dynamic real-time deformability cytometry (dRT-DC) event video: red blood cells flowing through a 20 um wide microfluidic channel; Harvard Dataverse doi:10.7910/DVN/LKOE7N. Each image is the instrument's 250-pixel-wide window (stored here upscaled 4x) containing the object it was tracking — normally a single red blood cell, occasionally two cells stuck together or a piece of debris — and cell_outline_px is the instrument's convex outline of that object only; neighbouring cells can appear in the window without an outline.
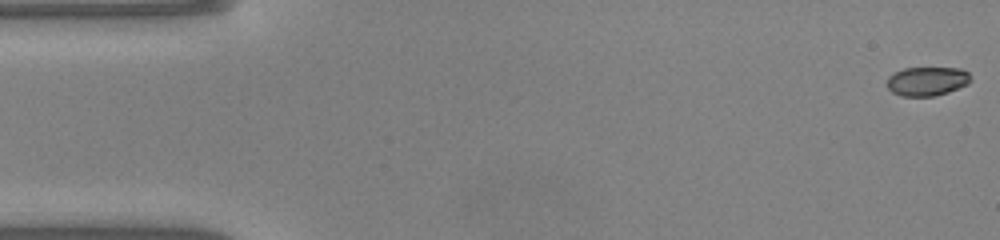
{"species": "common noctule bat (a hibernating species)", "species_latin": "Nyctalus noctula", "temperature_condition": "warm", "stored_images_in_passage": 49, "camera_frame_rate_fps": 3000, "um_per_image_px": 0.085, "animal": {"sex": "male", "body_mass_g": 20.0, "forearm_length_mm": 53.3}, "frame": {"image": 1, "passage_image": 1, "time_ms": 0.0, "image_size_px": [1000, 240], "cell_outline_px": [[972, 80], [968, 84], [948, 92], [936, 96], [900, 96], [892, 92], [888, 88], [888, 76], [904, 68], [960, 68], [968, 72]], "centroid_in_image_um": [78.82, 6.91], "position_along_channel_um": 6.2, "area_um2": 14.16}}
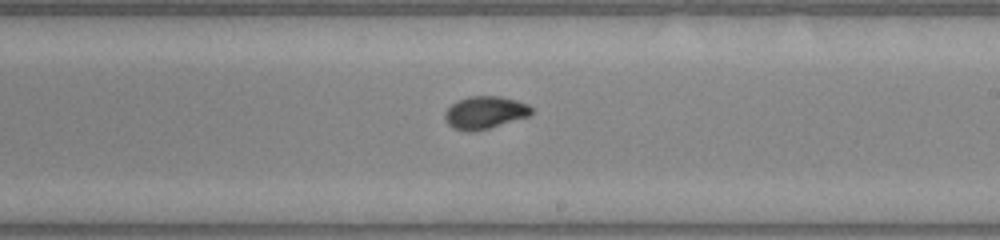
{"frame": {"image": 2, "passage_image": 28, "time_ms": 9.0, "image_size_px": [1000, 240], "cell_outline_px": [[532, 112], [528, 116], [488, 128], [472, 132], [468, 132], [452, 128], [444, 120], [444, 112], [456, 100], [468, 96], [500, 96], [516, 100], [528, 104], [532, 108]], "centroid_in_image_um": [41.17, 9.56], "position_along_channel_um": 247.8, "area_um2": 16.47}}
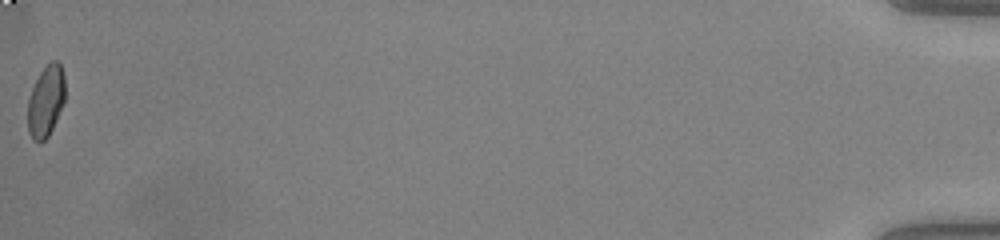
{"frame": {"image": 3, "passage_image": 49, "time_ms": 16.0, "image_size_px": [1000, 240], "cell_outline_px": [[64, 100], [56, 120], [48, 136], [44, 140], [32, 140], [28, 132], [28, 100], [32, 88], [40, 72], [52, 60], [56, 60], [60, 64], [64, 76]], "centroid_in_image_um": [3.89, 8.59], "position_along_channel_um": 431.3, "area_um2": 15.2}, "authors_computed_cell_mechanics": {"area_um2": 15.8372, "velocity_mm_per_s": 4.1482, "shape_relaxation_time_tau1_ms": 8.0116, "shape_relaxation_time_tau2_ms": 0.8427, "deformation_change_tau1": 0.2223, "deformation_change_tau2": 0.0449}}